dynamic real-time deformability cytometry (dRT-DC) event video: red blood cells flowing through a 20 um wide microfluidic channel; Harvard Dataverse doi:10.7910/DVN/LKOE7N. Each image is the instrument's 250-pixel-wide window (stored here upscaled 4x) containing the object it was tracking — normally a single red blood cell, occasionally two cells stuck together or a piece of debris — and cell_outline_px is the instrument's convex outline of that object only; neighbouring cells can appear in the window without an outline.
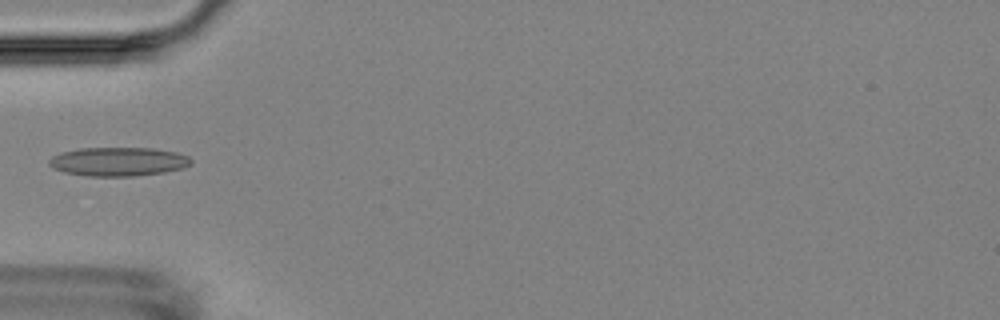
{"species": "Egyptian fruit bat (a non-hibernating species)", "species_latin": "Rousettus aegyptiacus", "temperature_condition": "room temperature", "stored_images_in_passage": 5, "camera_frame_rate_fps": 3000, "um_per_image_px": 0.085, "animal": {"sex": "female"}, "frame": {"image": 1, "passage_image": 5, "time_ms": 4.333, "image_size_px": [1000, 320], "cell_outline_px": [[192, 164], [184, 168], [164, 172], [132, 176], [88, 176], [64, 172], [52, 168], [48, 164], [48, 160], [52, 156], [60, 152], [80, 148], [152, 148], [176, 152], [188, 156], [192, 160]], "centroid_in_image_um": [10.04, 13.73], "position_along_channel_um": 75.0, "area_um2": 23.99}}